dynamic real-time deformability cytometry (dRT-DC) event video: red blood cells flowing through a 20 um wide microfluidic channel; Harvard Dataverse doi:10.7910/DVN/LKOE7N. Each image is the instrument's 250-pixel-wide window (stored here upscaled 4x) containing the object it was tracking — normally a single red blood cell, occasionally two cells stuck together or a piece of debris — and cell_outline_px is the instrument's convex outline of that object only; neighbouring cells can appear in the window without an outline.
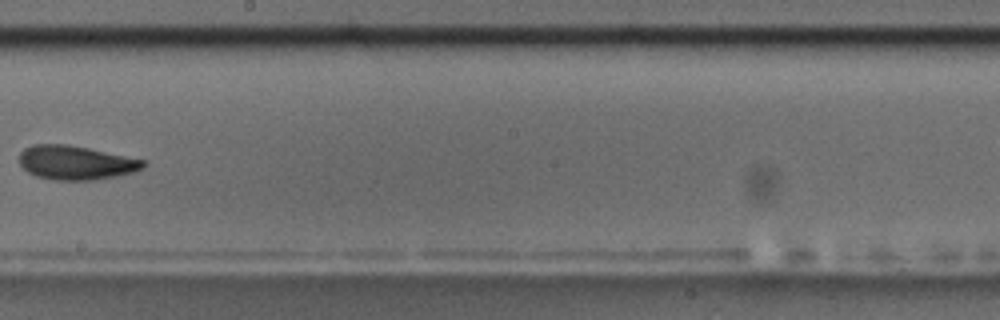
{"species": "common noctule bat (a hibernating species)", "species_latin": "Nyctalus noctula", "temperature_condition": "room temperature", "stored_images_in_passage": 10, "camera_frame_rate_fps": 3000, "um_per_image_px": 0.085, "animal": {"sex": "male", "body_mass_g": 17.5, "forearm_length_mm": 52.3}, "frame": {"image": 1, "passage_image": 9, "time_ms": 9.333, "image_size_px": [1000, 320], "cell_outline_px": [[148, 164], [144, 168], [136, 172], [116, 176], [92, 180], [52, 180], [36, 176], [28, 172], [20, 164], [20, 152], [24, 148], [32, 144], [64, 144], [88, 148], [144, 160]], "centroid_in_image_um": [6.45, 13.83], "position_along_channel_um": 241.7, "area_um2": 24.62}}